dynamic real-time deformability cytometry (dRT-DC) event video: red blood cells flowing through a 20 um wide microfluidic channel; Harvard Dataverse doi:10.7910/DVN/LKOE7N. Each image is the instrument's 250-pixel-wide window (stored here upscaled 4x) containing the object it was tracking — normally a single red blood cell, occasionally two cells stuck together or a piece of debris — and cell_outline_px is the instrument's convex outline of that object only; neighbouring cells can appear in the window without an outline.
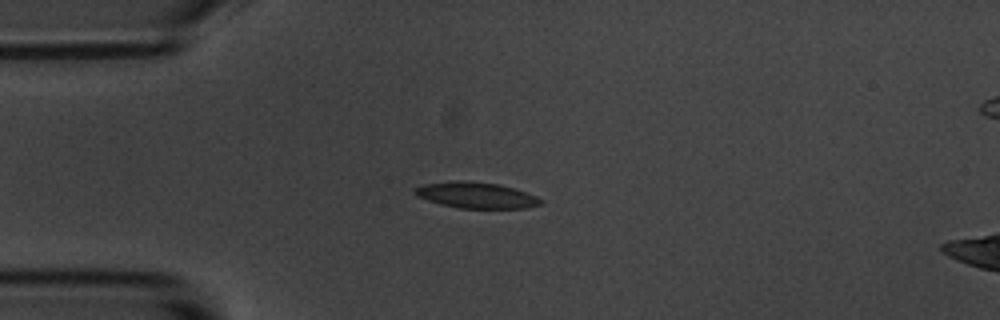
{"species": "common noctule bat (a hibernating species)", "species_latin": "Nyctalus noctula", "temperature_condition": "room temperature", "stored_images_in_passage": 14, "camera_frame_rate_fps": 3000, "um_per_image_px": 0.085, "animal": {"sex": "male", "body_mass_g": 20.1, "forearm_length_mm": 53.5}, "frame": {"image": 1, "passage_image": 3, "time_ms": 3.333, "image_size_px": [1000, 320], "cell_outline_px": [[544, 200], [540, 204], [528, 208], [460, 208], [440, 204], [416, 196], [412, 192], [412, 188], [424, 184], [452, 180], [468, 180], [500, 184], [536, 196]], "centroid_in_image_um": [40.42, 16.58], "position_along_channel_um": 44.6, "area_um2": 19.25}}
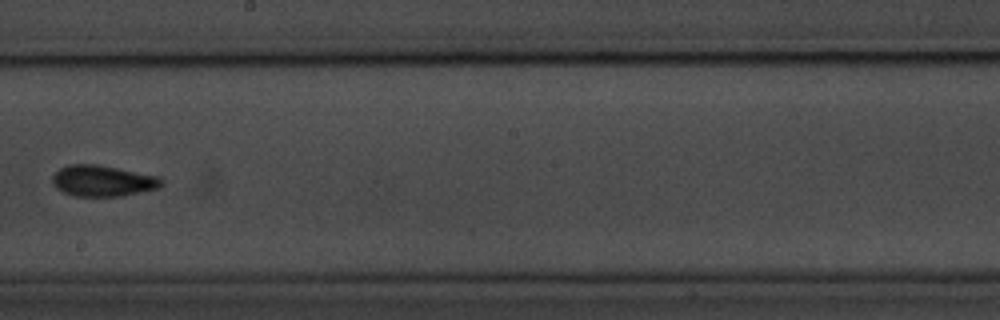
{"frame": {"image": 2, "passage_image": 8, "time_ms": 9.333, "image_size_px": [1000, 320], "cell_outline_px": [[164, 184], [160, 188], [120, 196], [72, 196], [56, 188], [52, 184], [52, 176], [60, 168], [68, 164], [100, 164], [160, 176], [164, 180]], "centroid_in_image_um": [8.76, 15.36], "position_along_channel_um": 239.4, "area_um2": 20.11}}
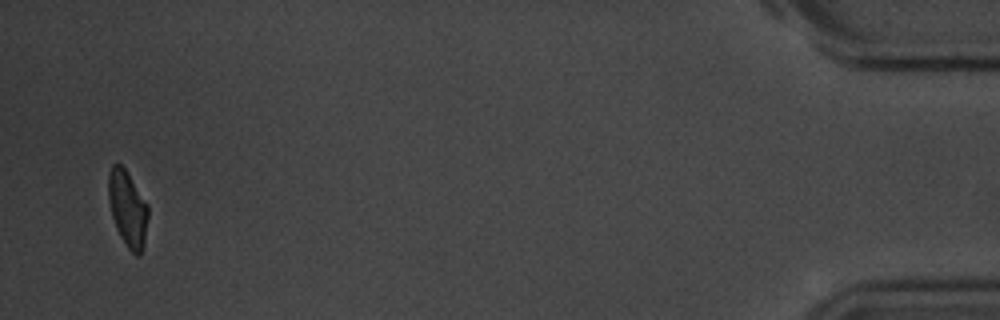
{"frame": {"image": 3, "passage_image": 14, "time_ms": 17.0, "image_size_px": [1000, 320], "cell_outline_px": [[148, 216], [144, 248], [140, 256], [136, 256], [128, 248], [120, 236], [116, 228], [112, 216], [108, 196], [108, 176], [112, 164], [120, 164], [124, 168], [148, 204]], "centroid_in_image_um": [10.86, 17.77], "position_along_channel_um": 424.3, "area_um2": 17.57}, "authors_computed_cell_mechanics": {"area_um2": 18.496, "velocity_mm_per_s": 3.5238, "shape_relaxation_time_tau1_ms": 2.4758, "shape_relaxation_time_tau2_ms": 3.1856, "deformation_change_tau1": 0.0834, "deformation_change_tau2": 0.0771}}